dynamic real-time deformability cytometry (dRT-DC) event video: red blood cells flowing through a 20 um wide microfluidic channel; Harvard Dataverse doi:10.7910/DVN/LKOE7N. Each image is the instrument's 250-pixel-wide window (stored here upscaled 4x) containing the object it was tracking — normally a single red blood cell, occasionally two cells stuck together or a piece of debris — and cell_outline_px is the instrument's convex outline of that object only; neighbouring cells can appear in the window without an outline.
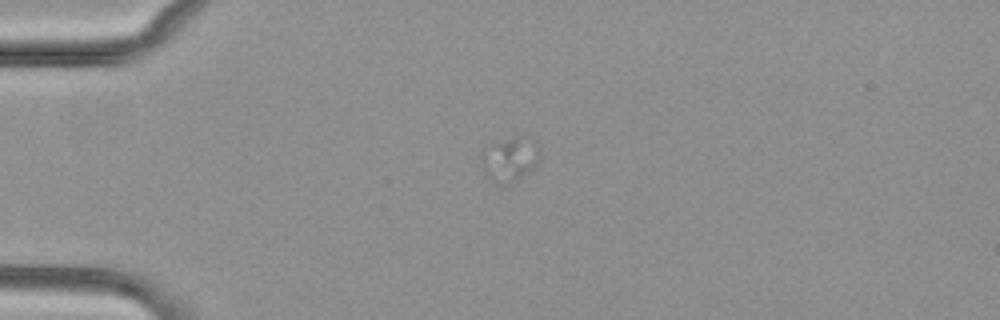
{"species": "common noctule bat (a hibernating species)", "species_latin": "Nyctalus noctula", "temperature_condition": "cold", "stored_images_in_passage": 16, "camera_frame_rate_fps": 3000, "um_per_image_px": 0.085, "animal": {"sex": "female", "body_mass_g": 29.2, "forearm_length_mm": 56.3}, "frame": {"image": 1, "passage_image": 1, "time_ms": 0.0, "image_size_px": [1000, 320], "cell_outline_px": [[540, 160], [528, 172], [516, 180], [504, 184], [500, 184], [488, 180], [484, 176], [484, 168], [488, 144], [512, 136], [516, 136], [540, 152]], "centroid_in_image_um": [43.3, 13.6], "position_along_channel_um": 41.7, "area_um2": 13.99}}
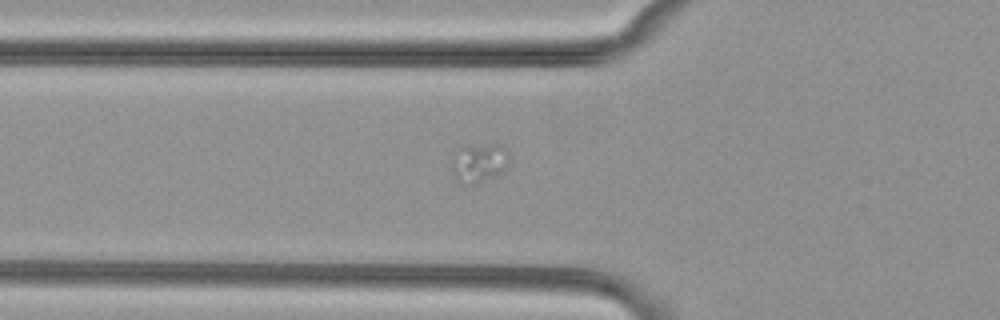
{"frame": {"image": 2, "passage_image": 7, "time_ms": 2.0, "image_size_px": [1000, 320], "cell_outline_px": [[508, 164], [500, 172], [484, 180], [472, 184], [460, 184], [452, 172], [452, 152], [456, 148], [464, 144], [500, 144], [508, 152]], "centroid_in_image_um": [40.64, 13.78], "position_along_channel_um": 85.2, "area_um2": 13.29}}